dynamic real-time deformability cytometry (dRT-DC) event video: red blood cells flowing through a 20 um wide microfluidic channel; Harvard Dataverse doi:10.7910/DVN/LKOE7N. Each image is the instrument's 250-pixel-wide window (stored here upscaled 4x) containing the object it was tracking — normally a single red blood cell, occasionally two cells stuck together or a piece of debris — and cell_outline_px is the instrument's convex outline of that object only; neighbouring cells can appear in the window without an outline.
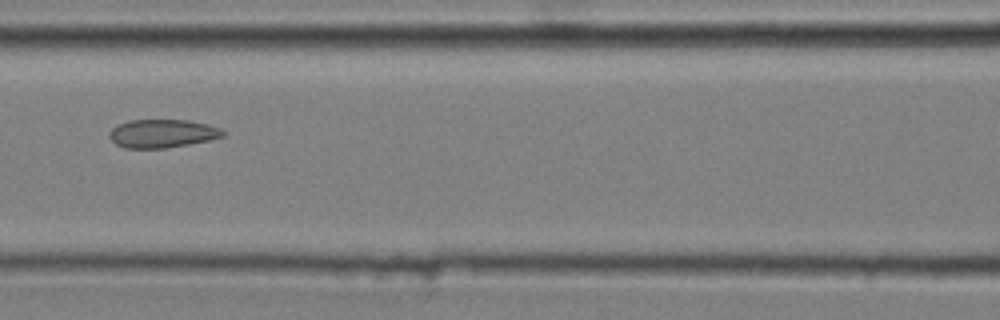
{"species": "common noctule bat (a hibernating species)", "species_latin": "Nyctalus noctula", "temperature_condition": "cold", "stored_images_in_passage": 14, "camera_frame_rate_fps": 3000, "um_per_image_px": 0.085, "animal": {"sex": "male", "body_mass_g": 20.4}, "frame": {"image": 1, "passage_image": 8, "time_ms": 2.333, "image_size_px": [1000, 320], "cell_outline_px": [[224, 136], [208, 140], [188, 144], [164, 148], [124, 148], [116, 144], [108, 136], [108, 132], [116, 124], [128, 120], [188, 120], [208, 124], [220, 128], [224, 132]], "centroid_in_image_um": [13.75, 11.34], "position_along_channel_um": 152.9, "area_um2": 18.79}}
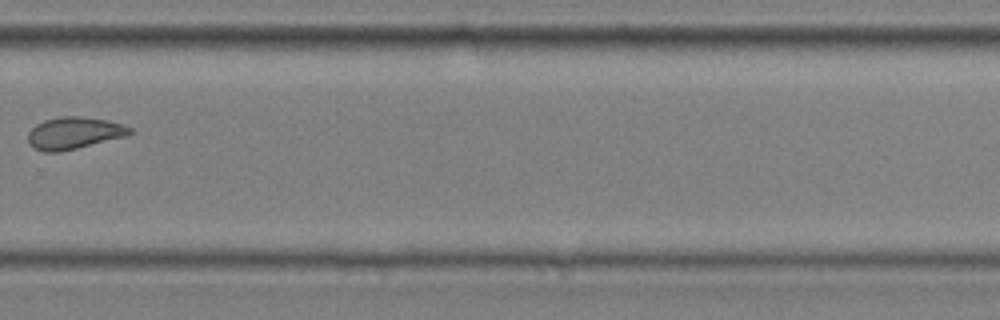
{"frame": {"image": 2, "passage_image": 12, "time_ms": 3.667, "image_size_px": [1000, 320], "cell_outline_px": [[136, 132], [128, 136], [60, 152], [44, 152], [36, 148], [28, 140], [28, 132], [36, 124], [44, 120], [64, 116], [80, 116], [108, 120], [124, 124], [132, 128]], "centroid_in_image_um": [6.37, 11.3], "position_along_channel_um": 323.4, "area_um2": 19.13}}
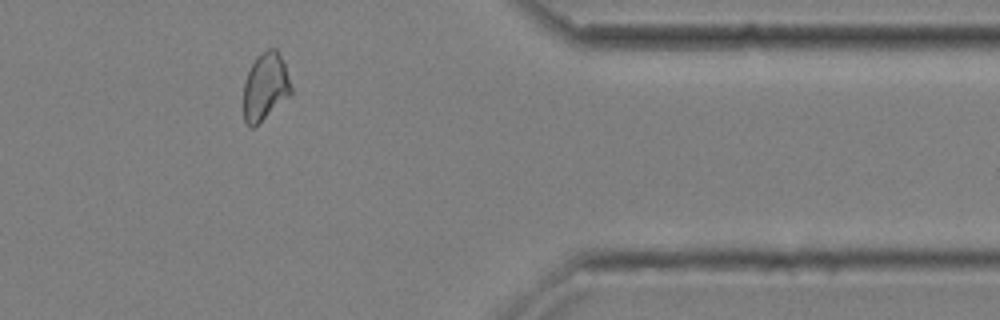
{"frame": {"image": 3, "passage_image": 14, "time_ms": 4.333, "image_size_px": [1000, 320], "cell_outline_px": [[292, 92], [288, 96], [252, 128], [244, 120], [244, 84], [248, 72], [256, 56], [260, 52], [268, 48], [276, 48], [284, 60], [292, 88]], "centroid_in_image_um": [22.56, 7.29], "position_along_channel_um": 388.8, "area_um2": 18.44}}